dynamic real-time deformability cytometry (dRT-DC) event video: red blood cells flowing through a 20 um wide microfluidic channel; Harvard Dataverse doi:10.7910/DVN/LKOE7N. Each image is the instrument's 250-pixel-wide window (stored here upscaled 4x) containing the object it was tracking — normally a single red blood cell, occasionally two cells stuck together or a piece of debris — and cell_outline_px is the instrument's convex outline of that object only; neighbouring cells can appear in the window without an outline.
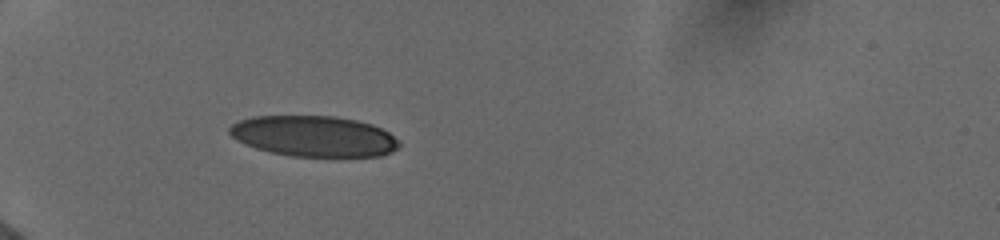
{"species": "human", "species_latin": "Homo sapiens", "temperature_condition": "cold", "stored_images_in_passage": 16, "camera_frame_rate_fps": 3000, "um_per_image_px": 0.085, "donor": {"sex": "female"}, "frame": {"image": 1, "passage_image": 6, "time_ms": 5.333, "image_size_px": [1000, 240], "cell_outline_px": [[400, 148], [392, 152], [380, 156], [292, 156], [268, 152], [244, 144], [236, 140], [228, 132], [228, 128], [232, 124], [240, 120], [252, 116], [336, 116], [356, 120], [372, 124], [388, 132], [400, 144]], "centroid_in_image_um": [26.65, 11.57], "position_along_channel_um": 58.3, "area_um2": 40.4}}
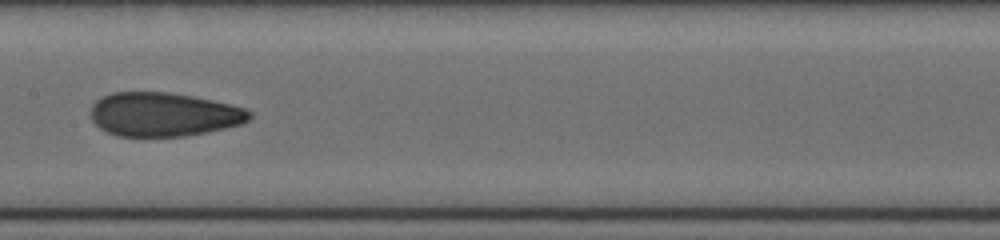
{"frame": {"image": 2, "passage_image": 11, "time_ms": 9.333, "image_size_px": [1000, 240], "cell_outline_px": [[252, 116], [248, 120], [240, 124], [208, 132], [184, 136], [116, 136], [100, 128], [92, 120], [92, 104], [100, 96], [112, 92], [168, 92], [192, 96], [212, 100], [248, 108], [252, 112]], "centroid_in_image_um": [13.91, 9.72], "position_along_channel_um": 193.5, "area_um2": 40.69}}
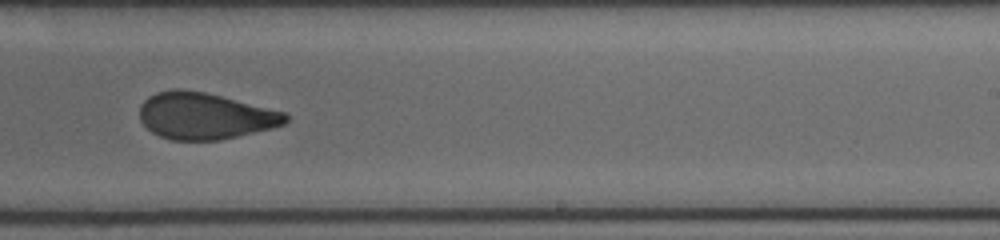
{"frame": {"image": 3, "passage_image": 14, "time_ms": 11.333, "image_size_px": [1000, 240], "cell_outline_px": [[288, 120], [284, 124], [272, 128], [220, 140], [172, 140], [160, 136], [152, 132], [140, 120], [140, 104], [148, 96], [156, 92], [172, 88], [180, 88], [204, 92], [284, 112], [288, 116]], "centroid_in_image_um": [17.37, 9.85], "position_along_channel_um": 271.6, "area_um2": 39.42}}